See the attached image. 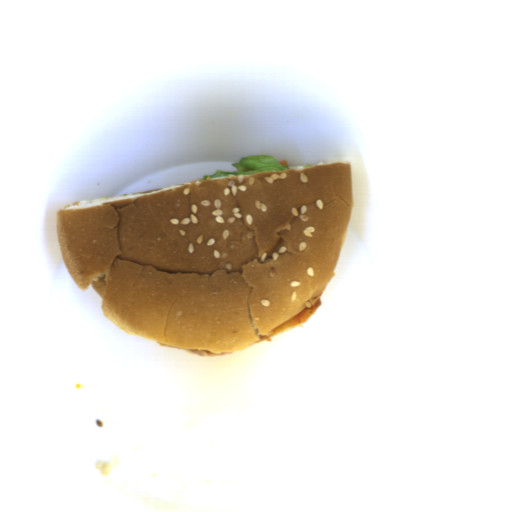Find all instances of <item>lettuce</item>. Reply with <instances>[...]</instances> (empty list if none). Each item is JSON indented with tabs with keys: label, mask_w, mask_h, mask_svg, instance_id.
<instances>
[{
	"label": "lettuce",
	"mask_w": 512,
	"mask_h": 512,
	"mask_svg": "<svg viewBox=\"0 0 512 512\" xmlns=\"http://www.w3.org/2000/svg\"><path fill=\"white\" fill-rule=\"evenodd\" d=\"M236 170L217 169L213 174L204 175V179L225 178L228 175H251L252 173L285 171L291 168L279 164L270 155H254L241 157L239 161L231 164Z\"/></svg>",
	"instance_id": "1"
}]
</instances>
